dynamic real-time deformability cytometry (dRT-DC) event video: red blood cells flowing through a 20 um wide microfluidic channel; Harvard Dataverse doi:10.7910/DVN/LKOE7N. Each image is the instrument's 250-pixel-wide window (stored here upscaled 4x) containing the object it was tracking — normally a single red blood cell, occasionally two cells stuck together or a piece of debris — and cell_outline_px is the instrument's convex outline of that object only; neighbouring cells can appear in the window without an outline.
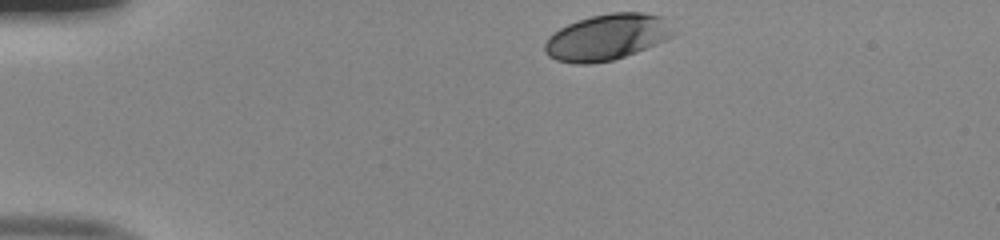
{"species": "human", "species_latin": "Homo sapiens", "temperature_condition": "room temperature", "stored_images_in_passage": 34, "camera_frame_rate_fps": 3000, "um_per_image_px": 0.085, "donor": {"sex": "male"}, "frame": {"image": 1, "passage_image": 1, "time_ms": 0.0, "image_size_px": [1000, 240], "cell_outline_px": [[676, 36], [636, 52], [612, 60], [588, 64], [576, 64], [556, 60], [548, 56], [544, 52], [544, 44], [548, 36], [552, 32], [568, 24], [592, 16], [612, 12], [644, 12], [664, 16], [676, 32]], "centroid_in_image_um": [51.62, 3.15], "position_along_channel_um": 33.4, "area_um2": 34.85}}
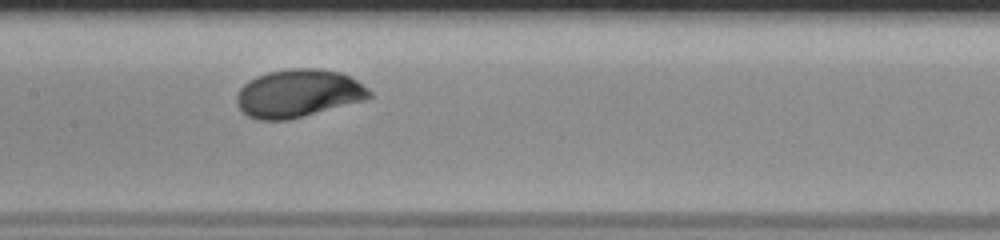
{"frame": {"image": 2, "passage_image": 17, "time_ms": 5.333, "image_size_px": [1000, 240], "cell_outline_px": [[372, 96], [364, 100], [288, 120], [256, 120], [248, 116], [236, 104], [236, 96], [240, 88], [248, 80], [256, 76], [268, 72], [288, 68], [320, 68], [340, 72], [356, 80], [368, 88], [372, 92]], "centroid_in_image_um": [25.33, 7.93], "position_along_channel_um": 182.1, "area_um2": 37.11}}
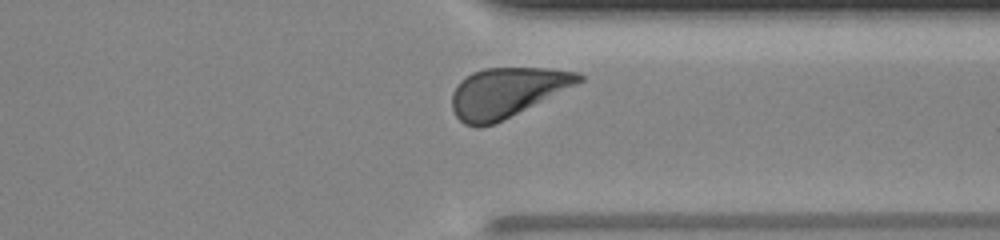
{"frame": {"image": 3, "passage_image": 31, "time_ms": 10.0, "image_size_px": [1000, 240], "cell_outline_px": [[584, 80], [576, 84], [492, 124], [480, 128], [476, 128], [464, 124], [456, 116], [452, 108], [452, 92], [460, 80], [464, 76], [472, 72], [484, 68], [548, 68], [580, 72], [584, 76]], "centroid_in_image_um": [43.03, 7.83], "position_along_channel_um": 368.4, "area_um2": 36.24}, "authors_computed_cell_mechanics": {"area_um2": 35.6626, "velocity_mm_per_s": 3.9958, "shape_relaxation_time_tau1_ms": 2.3666, "shape_relaxation_time_tau2_ms": null, "deformation_change_tau1": 0.1258, "deformation_change_tau2": null}}